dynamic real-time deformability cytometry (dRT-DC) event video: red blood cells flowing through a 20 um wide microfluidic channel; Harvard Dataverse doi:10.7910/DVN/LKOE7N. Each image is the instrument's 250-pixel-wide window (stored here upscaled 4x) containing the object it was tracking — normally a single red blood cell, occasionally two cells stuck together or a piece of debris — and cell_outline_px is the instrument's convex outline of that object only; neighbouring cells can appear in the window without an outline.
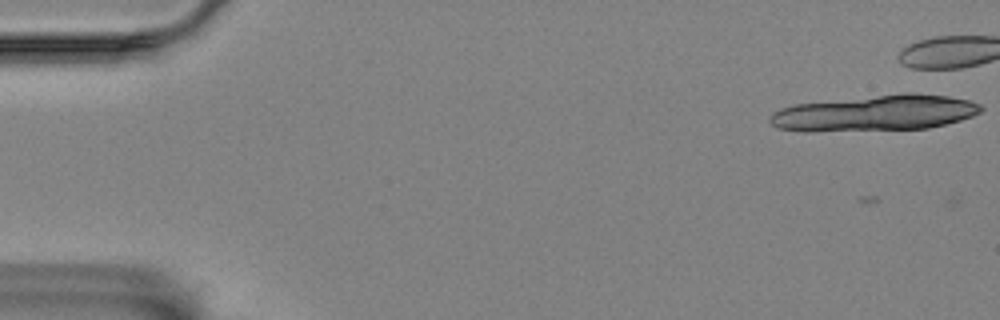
{"species": "Egyptian fruit bat (a non-hibernating species)", "species_latin": "Rousettus aegyptiacus", "temperature_condition": "room temperature", "stored_images_in_passage": 19, "camera_frame_rate_fps": 3000, "um_per_image_px": 0.085, "animal": {"sex": "female"}, "frame": {"image": 1, "passage_image": 1, "time_ms": 0.0, "image_size_px": [1000, 320], "cell_outline_px": [[964, 116], [940, 124], [920, 128], [792, 128], [812, 104], [888, 96], [936, 96], [960, 100]], "centroid_in_image_um": [74.99, 9.6], "position_along_channel_um": 10.0, "area_um2": 32.31}}